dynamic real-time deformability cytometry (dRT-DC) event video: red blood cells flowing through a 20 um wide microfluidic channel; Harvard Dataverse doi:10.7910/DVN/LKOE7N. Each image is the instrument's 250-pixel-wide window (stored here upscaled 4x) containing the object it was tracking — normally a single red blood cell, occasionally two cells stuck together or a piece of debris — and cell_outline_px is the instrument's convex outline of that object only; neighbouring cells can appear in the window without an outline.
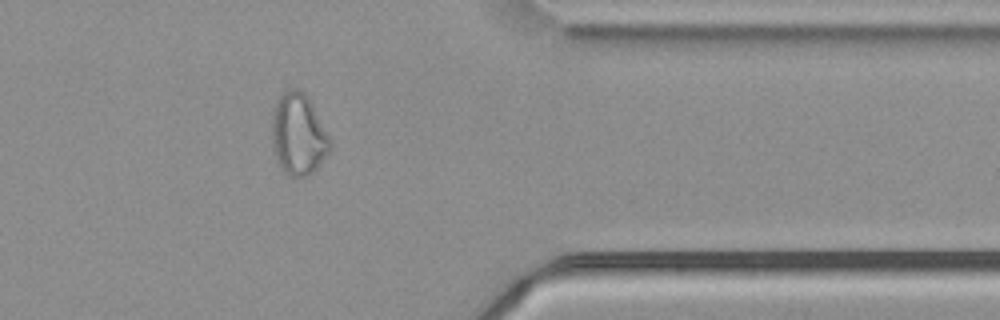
{"species": "common noctule bat (a hibernating species)", "species_latin": "Nyctalus noctula", "temperature_condition": "cold", "stored_images_in_passage": 40, "segment_of_instrument_passage": [1, 2], "camera_frame_rate_fps": 3000, "um_per_image_px": 0.085, "animal": {"sex": "male", "body_mass_g": 21.5, "forearm_length_mm": 52.0}, "frame": {"image": 1, "passage_image": 29, "time_ms": 9.333, "image_size_px": [1000, 320], "cell_outline_px": [[332, 148], [316, 168], [308, 176], [288, 176], [280, 168], [272, 144], [272, 108], [276, 100], [288, 88], [300, 88], [308, 96], [332, 140]], "centroid_in_image_um": [25.36, 11.39], "position_along_channel_um": 386.0, "area_um2": 28.03}}